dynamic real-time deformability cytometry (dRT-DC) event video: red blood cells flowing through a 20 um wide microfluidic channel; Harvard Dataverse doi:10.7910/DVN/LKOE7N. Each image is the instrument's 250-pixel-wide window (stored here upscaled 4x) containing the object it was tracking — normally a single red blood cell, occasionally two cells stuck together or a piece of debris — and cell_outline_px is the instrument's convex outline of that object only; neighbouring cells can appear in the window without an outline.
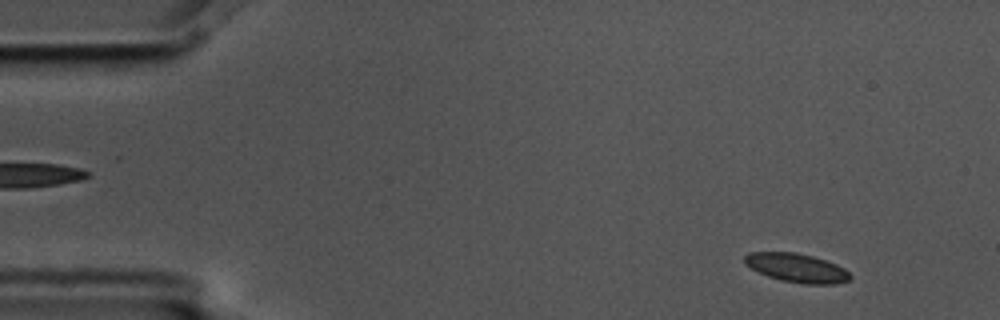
{"species": "common noctule bat (a hibernating species)", "species_latin": "Nyctalus noctula", "temperature_condition": "cold", "stored_images_in_passage": 5, "segment_of_instrument_passage": [2, 2], "camera_frame_rate_fps": 3000, "um_per_image_px": 0.085, "animal": {"sex": "male", "body_mass_g": 17.5, "forearm_length_mm": 52.3}, "frame": {"image": 1, "passage_image": 5, "time_ms": 1.333, "image_size_px": [1000, 320], "cell_outline_px": [[852, 276], [848, 280], [836, 284], [804, 284], [784, 280], [768, 276], [744, 264], [744, 256], [748, 252], [796, 252], [812, 256], [836, 264], [844, 268]], "centroid_in_image_um": [67.72, 22.76], "position_along_channel_um": 17.3, "area_um2": 17.57}}